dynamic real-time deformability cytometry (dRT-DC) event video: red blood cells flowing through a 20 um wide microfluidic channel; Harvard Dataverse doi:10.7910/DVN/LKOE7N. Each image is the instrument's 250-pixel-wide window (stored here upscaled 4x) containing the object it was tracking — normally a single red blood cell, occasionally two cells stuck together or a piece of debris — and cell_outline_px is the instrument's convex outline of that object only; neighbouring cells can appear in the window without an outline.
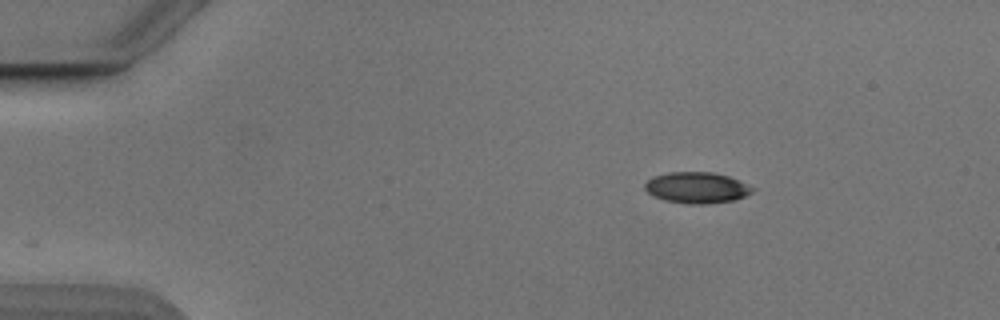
{"species": "Egyptian fruit bat (a non-hibernating species)", "species_latin": "Rousettus aegyptiacus", "temperature_condition": "cold", "stored_images_in_passage": 45, "camera_frame_rate_fps": 3000, "um_per_image_px": 0.085, "animal": {"sex": "male"}, "frame": {"image": 1, "passage_image": 1, "time_ms": 0.0, "image_size_px": [1000, 320], "cell_outline_px": [[756, 188], [752, 192], [744, 196], [732, 200], [708, 204], [688, 204], [664, 200], [652, 196], [644, 188], [644, 184], [652, 176], [668, 172], [712, 172], [728, 176]], "centroid_in_image_um": [59.19, 15.95], "position_along_channel_um": 25.8, "area_um2": 19.54}}
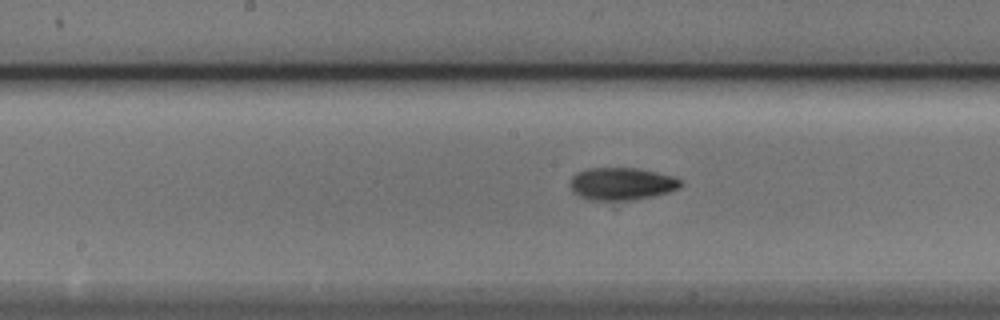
{"frame": {"image": 2, "passage_image": 20, "time_ms": 6.333, "image_size_px": [1000, 320], "cell_outline_px": [[684, 184], [680, 188], [668, 192], [652, 196], [632, 200], [588, 200], [572, 192], [572, 176], [576, 172], [588, 168], [636, 168], [672, 176], [680, 180]], "centroid_in_image_um": [52.84, 15.62], "position_along_channel_um": 195.4, "area_um2": 20.81}}
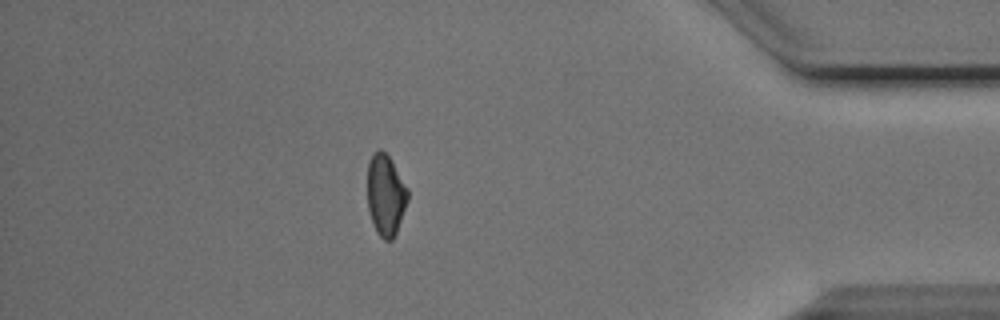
{"frame": {"image": 3, "passage_image": 39, "time_ms": 12.667, "image_size_px": [1000, 320], "cell_outline_px": [[408, 200], [396, 232], [392, 240], [384, 240], [376, 232], [368, 208], [368, 164], [372, 156], [380, 148], [392, 160], [408, 188]], "centroid_in_image_um": [32.79, 16.57], "position_along_channel_um": 402.4, "area_um2": 18.9}, "authors_computed_cell_mechanics": {"area_um2": 19.8254, "velocity_mm_per_s": 3.8832, "shape_relaxation_time_tau1_ms": 5.1161, "shape_relaxation_time_tau2_ms": 3.2222, "deformation_change_tau1": 0.1446, "deformation_change_tau2": 0.0983}}